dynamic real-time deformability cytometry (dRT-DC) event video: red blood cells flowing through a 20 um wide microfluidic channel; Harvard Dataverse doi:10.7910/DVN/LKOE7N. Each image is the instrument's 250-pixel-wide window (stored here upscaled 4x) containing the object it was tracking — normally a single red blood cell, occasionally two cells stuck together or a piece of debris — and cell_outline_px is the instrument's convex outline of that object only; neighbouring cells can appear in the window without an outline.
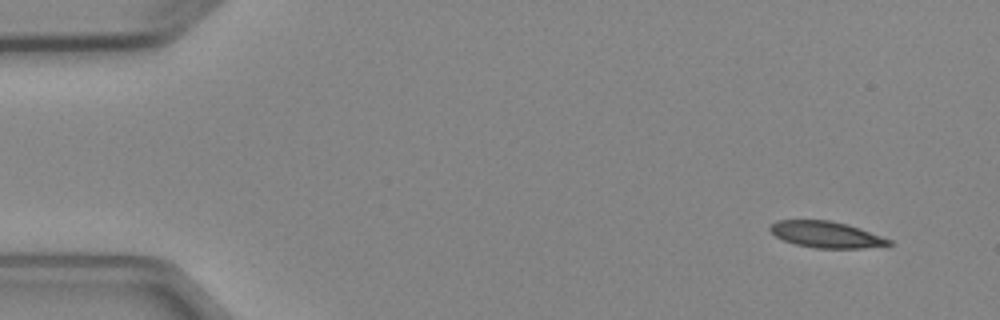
{"species": "Egyptian fruit bat (a non-hibernating species)", "species_latin": "Rousettus aegyptiacus", "temperature_condition": "cold", "stored_images_in_passage": 4, "camera_frame_rate_fps": 3000, "um_per_image_px": 0.085, "animal": {"sex": "female"}, "frame": {"image": 1, "passage_image": 1, "time_ms": 0.0, "image_size_px": [1000, 320], "cell_outline_px": [[896, 244], [860, 248], [812, 248], [796, 244], [784, 240], [776, 236], [768, 228], [776, 220], [832, 220], [848, 224], [860, 228], [892, 240]], "centroid_in_image_um": [70.25, 19.93], "position_along_channel_um": 14.8, "area_um2": 18.26}}
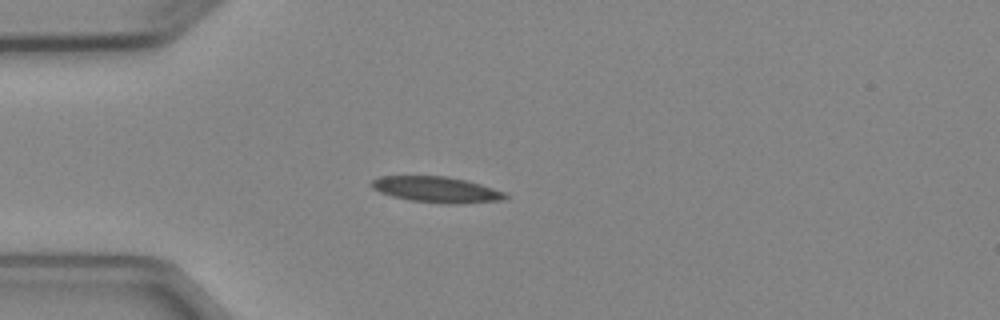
{"frame": {"image": 2, "passage_image": 4, "time_ms": 3.333, "image_size_px": [1000, 320], "cell_outline_px": [[508, 196], [504, 200], [456, 204], [448, 204], [412, 200], [392, 196], [380, 192], [372, 188], [372, 180], [380, 176], [448, 176], [468, 180], [504, 192]], "centroid_in_image_um": [37.12, 16.11], "position_along_channel_um": 47.9, "area_um2": 20.06}}